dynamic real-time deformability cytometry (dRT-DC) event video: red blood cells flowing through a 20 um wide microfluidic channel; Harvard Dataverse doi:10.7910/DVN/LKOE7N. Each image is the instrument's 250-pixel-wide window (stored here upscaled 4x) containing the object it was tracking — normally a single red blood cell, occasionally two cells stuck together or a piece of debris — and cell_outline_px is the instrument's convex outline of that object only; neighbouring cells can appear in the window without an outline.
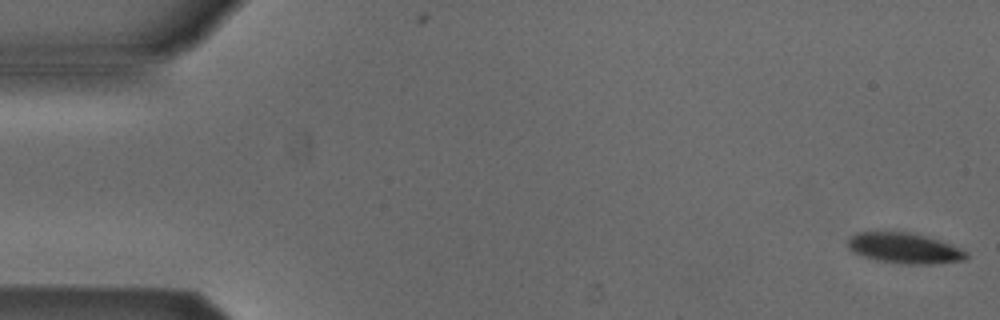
{"species": "Egyptian fruit bat (a non-hibernating species)", "species_latin": "Rousettus aegyptiacus", "temperature_condition": "cold", "stored_images_in_passage": 5, "camera_frame_rate_fps": 3000, "um_per_image_px": 0.085, "animal": {"sex": "male"}, "frame": {"image": 1, "passage_image": 1, "time_ms": 0.0, "image_size_px": [1000, 320], "cell_outline_px": [[968, 256], [964, 260], [932, 264], [904, 264], [880, 260], [864, 256], [852, 252], [848, 248], [848, 240], [856, 232], [908, 232], [940, 240], [960, 248], [968, 252]], "centroid_in_image_um": [76.89, 21.09], "position_along_channel_um": 8.1, "area_um2": 20.87}}
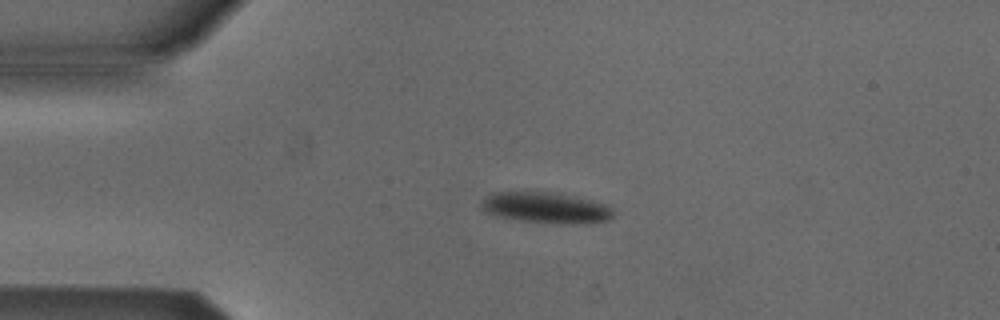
{"frame": {"image": 2, "passage_image": 4, "time_ms": 1.0, "image_size_px": [1000, 320], "cell_outline_px": [[616, 216], [608, 220], [584, 224], [564, 224], [520, 220], [496, 216], [484, 212], [480, 208], [480, 204], [492, 192], [548, 192], [592, 200], [608, 204], [612, 208]], "centroid_in_image_um": [46.44, 17.67], "position_along_channel_um": 38.6, "area_um2": 23.87}}